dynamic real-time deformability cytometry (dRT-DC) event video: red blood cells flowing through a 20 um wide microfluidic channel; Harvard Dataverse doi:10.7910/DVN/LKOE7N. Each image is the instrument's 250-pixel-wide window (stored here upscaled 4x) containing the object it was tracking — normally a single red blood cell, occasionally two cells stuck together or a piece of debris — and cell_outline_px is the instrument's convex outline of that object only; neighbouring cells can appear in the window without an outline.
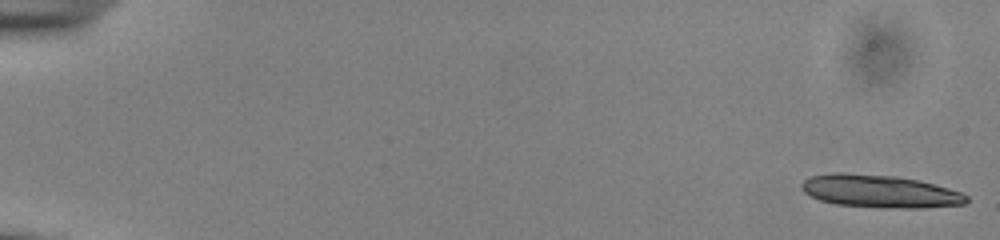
{"species": "common noctule bat (a hibernating species)", "species_latin": "Nyctalus noctula", "temperature_condition": "cold", "stored_images_in_passage": 17, "camera_frame_rate_fps": 3000, "um_per_image_px": 0.085, "animal": {"sex": "male", "body_mass_g": 13.0, "forearm_length_mm": 53.1}, "frame": {"image": 1, "passage_image": 1, "time_ms": 0.0, "image_size_px": [1000, 240], "cell_outline_px": [[968, 200], [964, 204], [920, 208], [880, 208], [836, 204], [820, 200], [804, 192], [800, 188], [800, 184], [808, 176], [832, 172], [844, 172], [896, 176], [916, 180], [948, 188], [960, 192], [968, 196]], "centroid_in_image_um": [74.72, 16.25], "position_along_channel_um": 10.3, "area_um2": 31.62}}